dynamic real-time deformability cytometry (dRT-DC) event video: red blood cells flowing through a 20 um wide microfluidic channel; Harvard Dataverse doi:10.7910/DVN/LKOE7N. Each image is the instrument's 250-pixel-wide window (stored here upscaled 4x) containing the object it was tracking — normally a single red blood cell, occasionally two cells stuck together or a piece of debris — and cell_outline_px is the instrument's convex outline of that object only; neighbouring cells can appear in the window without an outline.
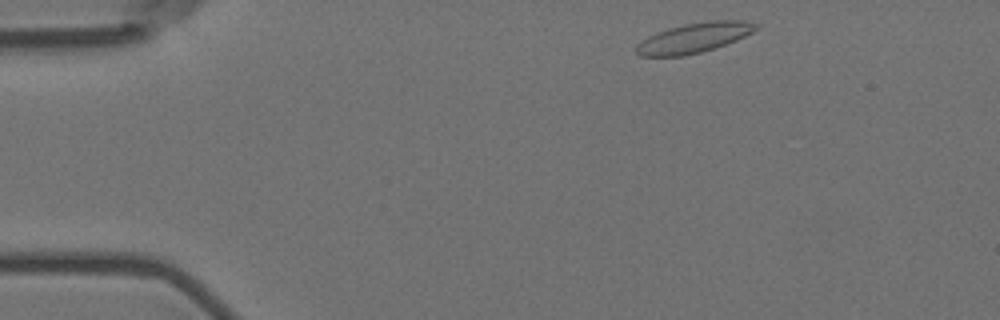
{"species": "Egyptian fruit bat (a non-hibernating species)", "species_latin": "Rousettus aegyptiacus", "temperature_condition": "room temperature", "stored_images_in_passage": 3, "camera_frame_rate_fps": 3000, "um_per_image_px": 0.085, "animal": {"sex": "female"}, "frame": {"image": 1, "passage_image": 1, "time_ms": 0.0, "image_size_px": [1000, 320], "cell_outline_px": [[760, 28], [736, 40], [700, 52], [684, 56], [640, 56], [636, 52], [636, 44], [640, 40], [656, 32], [668, 28], [684, 24], [708, 20], [744, 20], [760, 24]], "centroid_in_image_um": [58.99, 3.19], "position_along_channel_um": 26.0, "area_um2": 20.92}}